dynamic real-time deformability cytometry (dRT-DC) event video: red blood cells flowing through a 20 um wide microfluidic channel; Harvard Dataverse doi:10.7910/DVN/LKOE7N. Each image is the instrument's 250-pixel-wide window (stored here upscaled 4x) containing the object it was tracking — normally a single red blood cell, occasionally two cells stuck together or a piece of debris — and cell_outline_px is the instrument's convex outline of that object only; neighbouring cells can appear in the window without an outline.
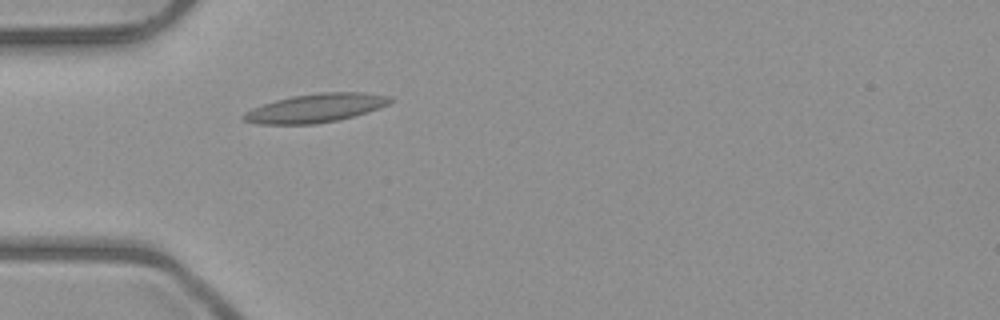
{"species": "common noctule bat (a hibernating species)", "species_latin": "Nyctalus noctula", "temperature_condition": "room temperature", "stored_images_in_passage": 1, "camera_frame_rate_fps": 3000, "um_per_image_px": 0.085, "animal": {"sex": "male", "body_mass_g": 23.1, "forearm_length_mm": 52.7}, "frame": {"image": 1, "passage_image": 1, "time_ms": 0.0, "image_size_px": [1000, 320], "cell_outline_px": [[392, 100], [388, 104], [380, 108], [368, 112], [336, 120], [316, 124], [256, 124], [244, 120], [240, 116], [244, 112], [252, 108], [276, 100], [292, 96], [320, 92], [360, 92], [392, 96]], "centroid_in_image_um": [26.82, 9.18], "position_along_channel_um": 58.2, "area_um2": 24.45}}